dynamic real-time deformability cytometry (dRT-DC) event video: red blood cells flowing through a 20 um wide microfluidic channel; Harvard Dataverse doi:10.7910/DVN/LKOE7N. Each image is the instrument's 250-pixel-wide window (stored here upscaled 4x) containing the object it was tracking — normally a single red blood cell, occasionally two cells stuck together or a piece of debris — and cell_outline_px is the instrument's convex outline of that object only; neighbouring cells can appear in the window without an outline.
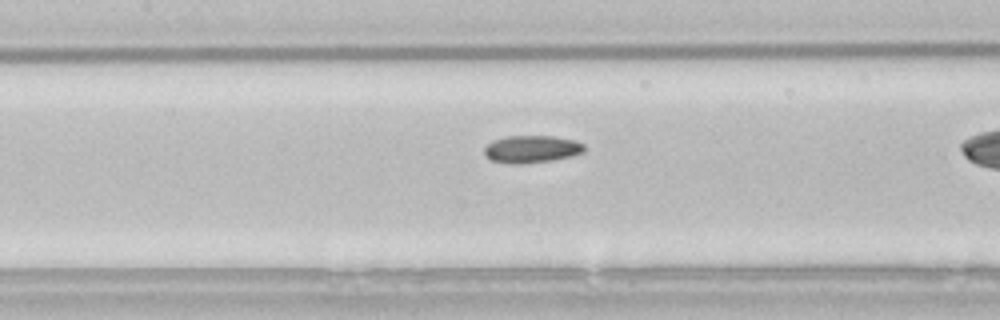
{"species": "common noctule bat (a hibernating species)", "species_latin": "Nyctalus noctula", "temperature_condition": "room temperature", "stored_images_in_passage": 33, "camera_frame_rate_fps": 3000, "um_per_image_px": 0.085, "animal": {"sex": "male", "body_mass_g": 21.5, "forearm_length_mm": 52.0}, "frame": {"image": 1, "passage_image": 21, "time_ms": 6.667, "image_size_px": [1000, 320], "cell_outline_px": [[584, 152], [572, 156], [548, 160], [520, 164], [508, 164], [492, 160], [484, 156], [484, 148], [492, 140], [504, 136], [552, 136], [576, 140], [584, 144]], "centroid_in_image_um": [45.16, 12.66], "position_along_channel_um": 162.2, "area_um2": 16.01}}
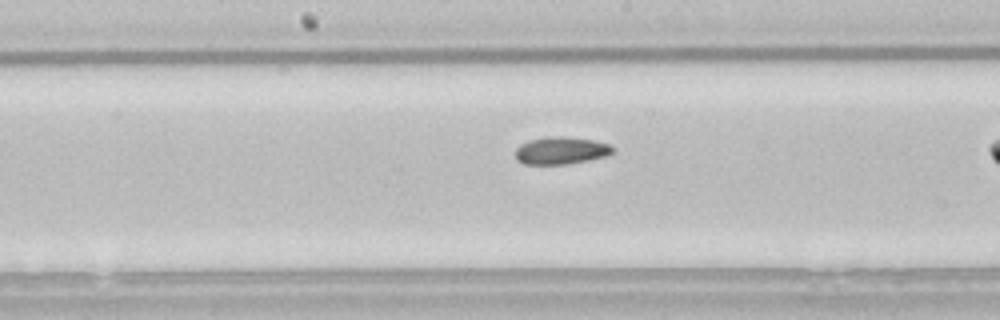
{"frame": {"image": 2, "passage_image": 24, "time_ms": 7.667, "image_size_px": [1000, 320], "cell_outline_px": [[616, 152], [608, 156], [568, 164], [524, 164], [516, 160], [516, 148], [520, 144], [528, 140], [544, 136], [564, 136], [596, 140], [612, 144]], "centroid_in_image_um": [47.73, 12.78], "position_along_channel_um": 200.5, "area_um2": 16.01}}